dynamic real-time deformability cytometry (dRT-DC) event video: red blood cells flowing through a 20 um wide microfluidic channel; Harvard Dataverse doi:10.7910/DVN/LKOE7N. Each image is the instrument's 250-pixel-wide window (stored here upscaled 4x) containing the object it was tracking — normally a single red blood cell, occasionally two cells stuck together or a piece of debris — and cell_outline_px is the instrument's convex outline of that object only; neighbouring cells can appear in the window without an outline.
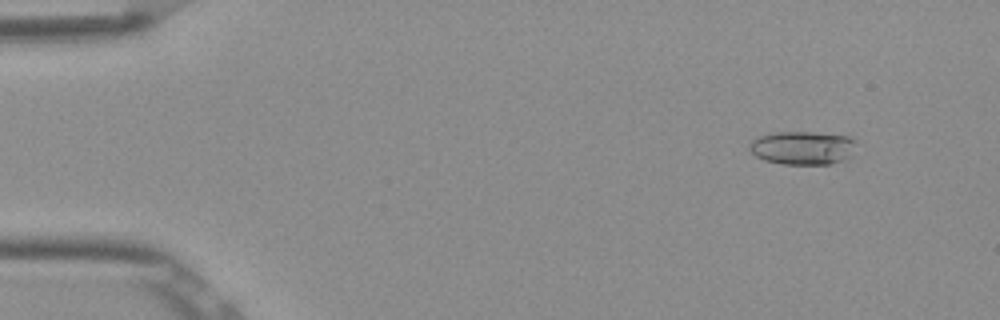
{"species": "Egyptian fruit bat (a non-hibernating species)", "species_latin": "Rousettus aegyptiacus", "temperature_condition": "room temperature", "stored_images_in_passage": 52, "camera_frame_rate_fps": 3000, "um_per_image_px": 0.085, "frame": {"image": 1, "passage_image": 5, "time_ms": 1.333, "image_size_px": [1000, 320], "cell_outline_px": [[856, 140], [852, 156], [844, 160], [828, 164], [780, 164], [764, 160], [756, 156], [748, 148], [748, 144], [752, 140], [760, 136], [776, 132], [812, 132], [848, 136]], "centroid_in_image_um": [68.22, 12.57], "position_along_channel_um": 16.8, "area_um2": 20.92}}
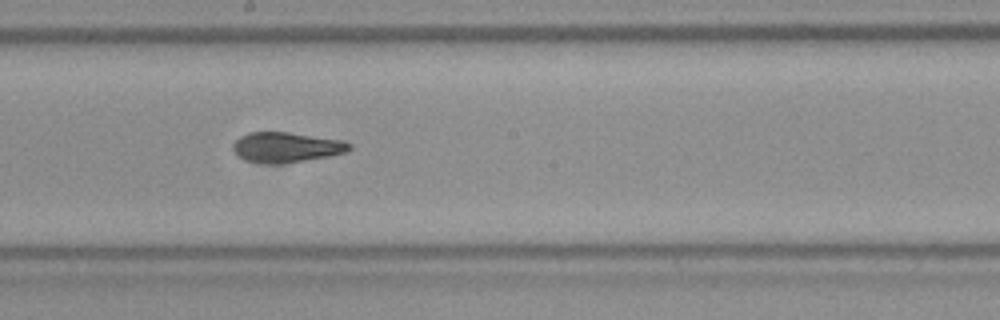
{"frame": {"image": 2, "passage_image": 29, "time_ms": 9.333, "image_size_px": [1000, 320], "cell_outline_px": [[352, 148], [348, 152], [332, 156], [280, 164], [264, 164], [244, 160], [236, 156], [232, 148], [232, 144], [240, 136], [248, 132], [288, 132], [344, 140], [352, 144]], "centroid_in_image_um": [24.34, 12.53], "position_along_channel_um": 223.9, "area_um2": 20.92}}
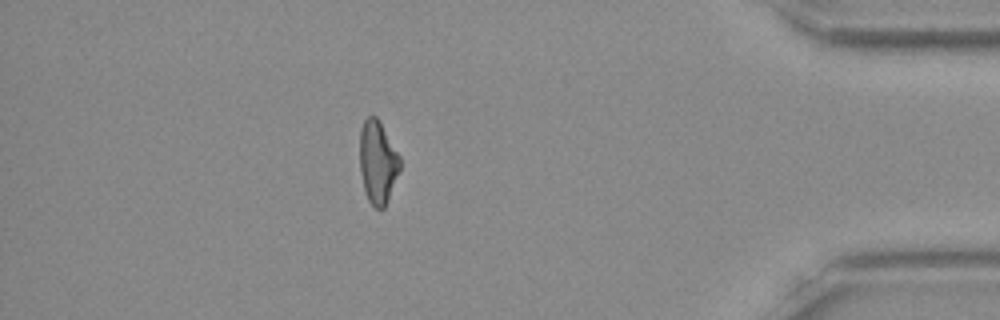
{"frame": {"image": 3, "passage_image": 46, "time_ms": 15.0, "image_size_px": [1000, 320], "cell_outline_px": [[400, 168], [388, 200], [384, 208], [380, 212], [368, 200], [364, 192], [360, 172], [360, 128], [364, 120], [368, 116], [376, 116], [380, 120], [400, 156]], "centroid_in_image_um": [32.1, 13.79], "position_along_channel_um": 403.1, "area_um2": 19.65}, "authors_computed_cell_mechanics": {"area_um2": 20.4034, "velocity_mm_per_s": 3.9015, "shape_relaxation_time_tau1_ms": 8.491, "shape_relaxation_time_tau2_ms": 2.0034, "deformation_change_tau1": 0.2339, "deformation_change_tau2": 0.0991}}